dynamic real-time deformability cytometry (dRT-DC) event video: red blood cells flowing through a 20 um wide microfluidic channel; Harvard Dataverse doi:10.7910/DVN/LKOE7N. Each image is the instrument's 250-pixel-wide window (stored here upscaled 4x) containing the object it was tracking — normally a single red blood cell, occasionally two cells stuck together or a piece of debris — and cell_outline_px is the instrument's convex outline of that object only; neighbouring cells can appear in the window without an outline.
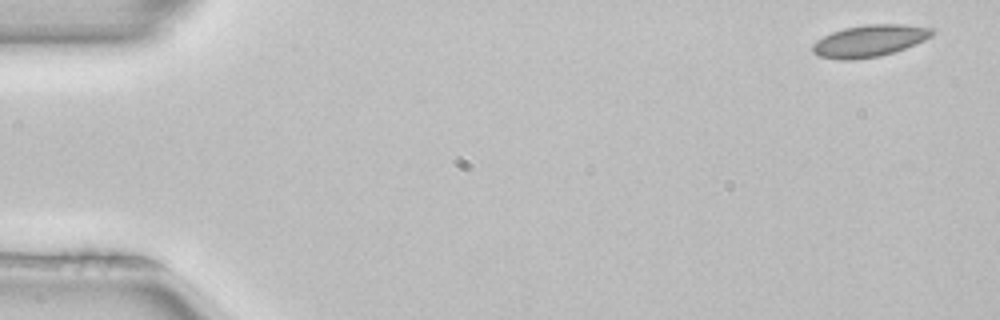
{"species": "common noctule bat (a hibernating species)", "species_latin": "Nyctalus noctula", "temperature_condition": "room temperature", "stored_images_in_passage": 4, "camera_frame_rate_fps": 3000, "um_per_image_px": 0.085, "animal": {"sex": "female", "body_mass_g": 22.7, "forearm_length_mm": 54.2}, "frame": {"image": 1, "passage_image": 1, "time_ms": 0.0, "image_size_px": [1000, 320], "cell_outline_px": [[936, 32], [932, 36], [916, 44], [880, 56], [852, 60], [836, 60], [820, 56], [812, 52], [812, 44], [816, 40], [832, 32], [844, 28], [868, 24], [904, 24], [932, 28]], "centroid_in_image_um": [73.9, 3.47], "position_along_channel_um": 11.1, "area_um2": 22.25}}
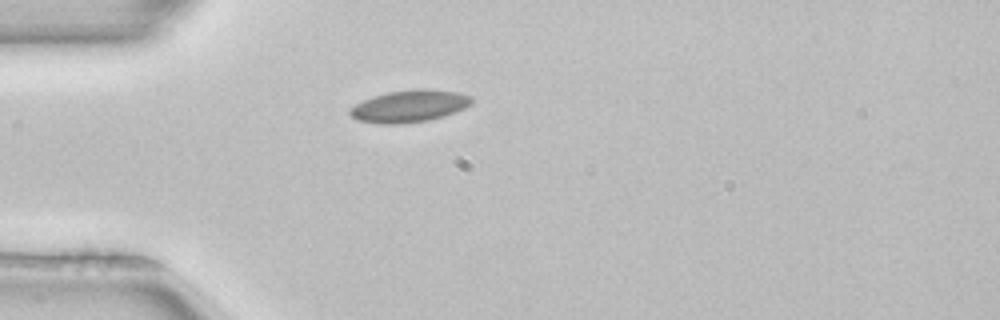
{"frame": {"image": 2, "passage_image": 4, "time_ms": 1.0, "image_size_px": [1000, 320], "cell_outline_px": [[472, 104], [464, 108], [444, 116], [428, 120], [400, 124], [380, 124], [356, 120], [348, 112], [348, 108], [372, 96], [388, 92], [412, 88], [428, 88], [456, 92], [472, 96]], "centroid_in_image_um": [34.78, 9.01], "position_along_channel_um": 50.2, "area_um2": 23.0}}